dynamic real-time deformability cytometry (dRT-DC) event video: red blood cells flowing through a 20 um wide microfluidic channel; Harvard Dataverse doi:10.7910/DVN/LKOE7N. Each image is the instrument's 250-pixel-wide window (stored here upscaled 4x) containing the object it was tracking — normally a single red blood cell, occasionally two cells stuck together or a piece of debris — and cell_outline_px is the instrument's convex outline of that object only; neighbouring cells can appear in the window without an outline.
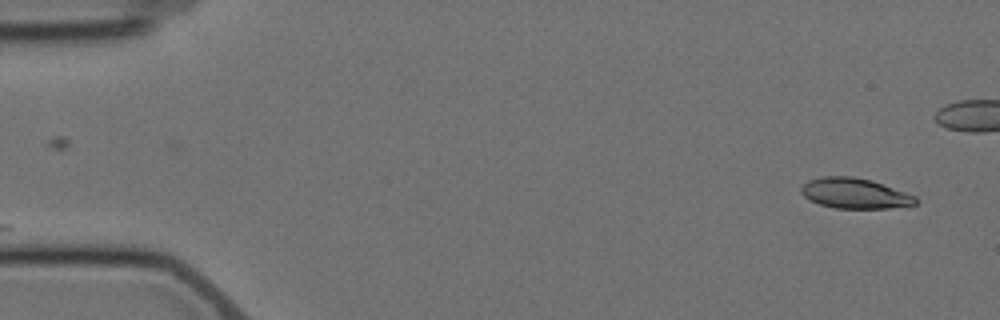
{"species": "Egyptian fruit bat (a non-hibernating species)", "species_latin": "Rousettus aegyptiacus", "temperature_condition": "cold", "stored_images_in_passage": 3, "camera_frame_rate_fps": 3000, "um_per_image_px": 0.085, "animal": {"sex": "female"}, "frame": {"image": 1, "passage_image": 3, "time_ms": 2.333, "image_size_px": [1000, 320], "cell_outline_px": [[920, 200], [916, 204], [888, 208], [836, 208], [820, 204], [808, 200], [800, 192], [800, 188], [808, 180], [820, 176], [852, 176], [872, 180], [916, 196]], "centroid_in_image_um": [72.64, 16.42], "position_along_channel_um": 12.4, "area_um2": 20.35}}